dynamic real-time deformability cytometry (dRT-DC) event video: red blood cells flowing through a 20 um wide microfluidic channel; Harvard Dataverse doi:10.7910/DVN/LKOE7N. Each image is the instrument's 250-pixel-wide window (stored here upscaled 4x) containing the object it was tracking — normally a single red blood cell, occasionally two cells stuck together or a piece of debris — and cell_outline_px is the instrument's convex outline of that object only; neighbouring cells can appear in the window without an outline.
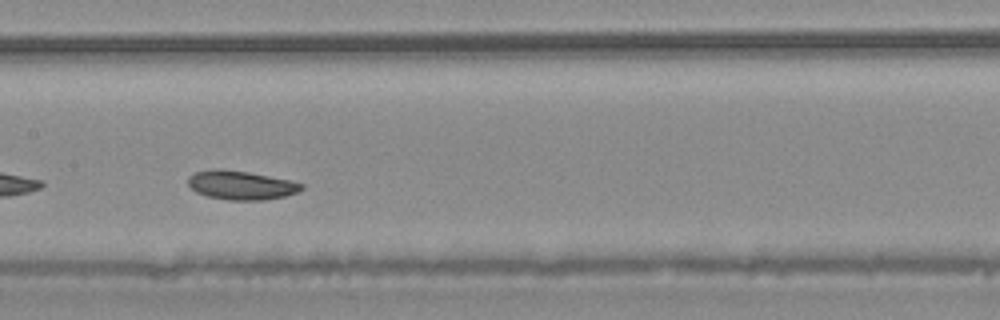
{"species": "common noctule bat (a hibernating species)", "species_latin": "Nyctalus noctula", "temperature_condition": "warm", "stored_images_in_passage": 24, "camera_frame_rate_fps": 3000, "um_per_image_px": 0.085, "animal": {"sex": "male", "body_mass_g": 20.4}, "frame": {"image": 1, "passage_image": 21, "time_ms": 6.667, "image_size_px": [1000, 320], "cell_outline_px": [[304, 188], [296, 192], [284, 196], [264, 200], [228, 200], [208, 196], [196, 192], [188, 184], [188, 176], [192, 172], [212, 168], [220, 168], [248, 172], [292, 180], [304, 184]], "centroid_in_image_um": [20.47, 15.72], "position_along_channel_um": 186.9, "area_um2": 19.31}}